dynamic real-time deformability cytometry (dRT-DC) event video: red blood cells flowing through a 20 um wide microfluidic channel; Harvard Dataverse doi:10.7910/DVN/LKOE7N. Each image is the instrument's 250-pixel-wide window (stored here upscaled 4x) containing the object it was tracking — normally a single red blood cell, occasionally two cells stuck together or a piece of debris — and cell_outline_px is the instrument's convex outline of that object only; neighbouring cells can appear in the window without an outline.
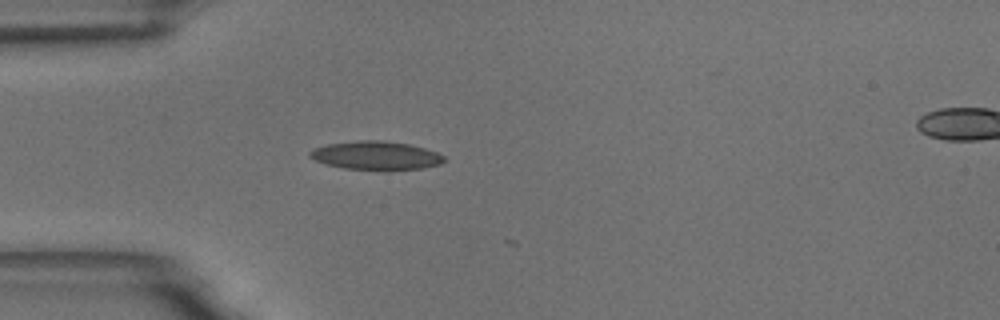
{"species": "common noctule bat (a hibernating species)", "species_latin": "Nyctalus noctula", "temperature_condition": "room temperature", "stored_images_in_passage": 6, "camera_frame_rate_fps": 3000, "um_per_image_px": 0.085, "animal": {"sex": "male", "body_mass_g": 18.8}, "frame": {"image": 1, "passage_image": 1, "time_ms": 0.0, "image_size_px": [1000, 320], "cell_outline_px": [[444, 160], [440, 164], [420, 168], [388, 172], [384, 172], [344, 168], [324, 164], [308, 156], [308, 152], [312, 148], [328, 144], [360, 140], [380, 140], [408, 144], [424, 148], [436, 152], [444, 156]], "centroid_in_image_um": [31.92, 13.25], "position_along_channel_um": 53.1, "area_um2": 22.77}}
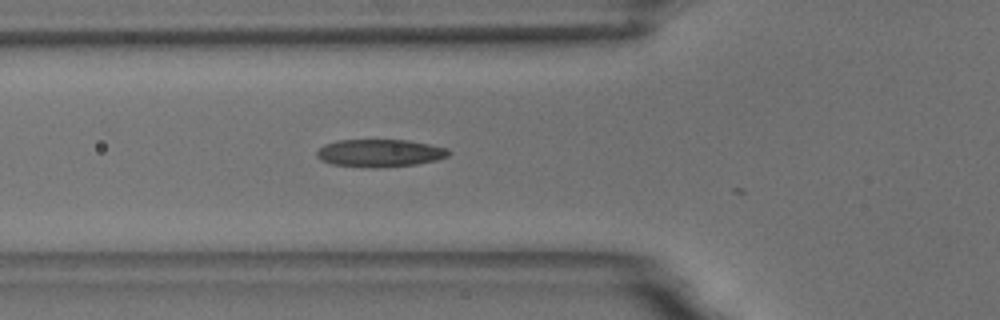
{"frame": {"image": 2, "passage_image": 5, "time_ms": 1.333, "image_size_px": [1000, 320], "cell_outline_px": [[452, 152], [448, 156], [436, 160], [416, 164], [380, 168], [372, 168], [332, 164], [320, 160], [316, 156], [316, 152], [324, 144], [336, 140], [408, 140], [448, 148]], "centroid_in_image_um": [32.28, 13.01], "position_along_channel_um": 93.5, "area_um2": 21.39}}